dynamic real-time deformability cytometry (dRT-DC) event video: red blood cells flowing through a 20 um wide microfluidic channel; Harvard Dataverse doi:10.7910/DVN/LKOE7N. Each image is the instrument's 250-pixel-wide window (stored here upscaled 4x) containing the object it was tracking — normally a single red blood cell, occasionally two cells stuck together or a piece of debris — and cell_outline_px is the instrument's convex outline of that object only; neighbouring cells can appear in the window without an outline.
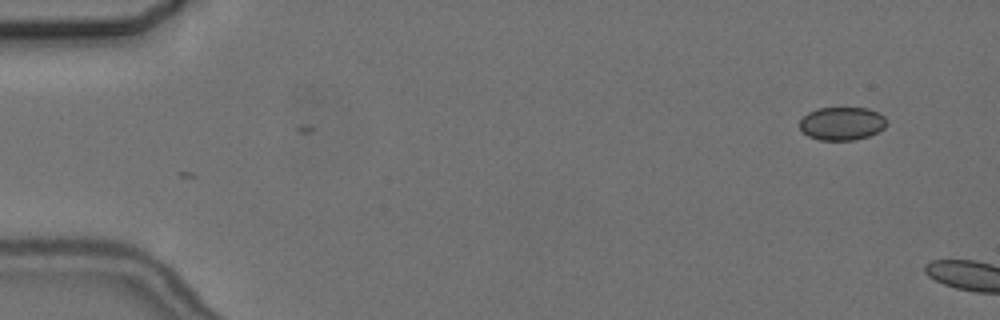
{"species": "common noctule bat (a hibernating species)", "species_latin": "Nyctalus noctula", "temperature_condition": "cold", "stored_images_in_passage": 3, "camera_frame_rate_fps": 3000, "um_per_image_px": 0.085, "animal": {"sex": "female", "body_mass_g": 24.6, "forearm_length_mm": 56.2}, "frame": {"image": 1, "passage_image": 3, "time_ms": 3.0, "image_size_px": [1000, 320], "cell_outline_px": [[888, 124], [884, 128], [868, 136], [852, 140], [820, 140], [808, 136], [800, 128], [800, 120], [808, 112], [816, 108], [868, 108], [880, 112], [888, 120]], "centroid_in_image_um": [71.59, 10.49], "position_along_channel_um": 13.4, "area_um2": 16.94}}